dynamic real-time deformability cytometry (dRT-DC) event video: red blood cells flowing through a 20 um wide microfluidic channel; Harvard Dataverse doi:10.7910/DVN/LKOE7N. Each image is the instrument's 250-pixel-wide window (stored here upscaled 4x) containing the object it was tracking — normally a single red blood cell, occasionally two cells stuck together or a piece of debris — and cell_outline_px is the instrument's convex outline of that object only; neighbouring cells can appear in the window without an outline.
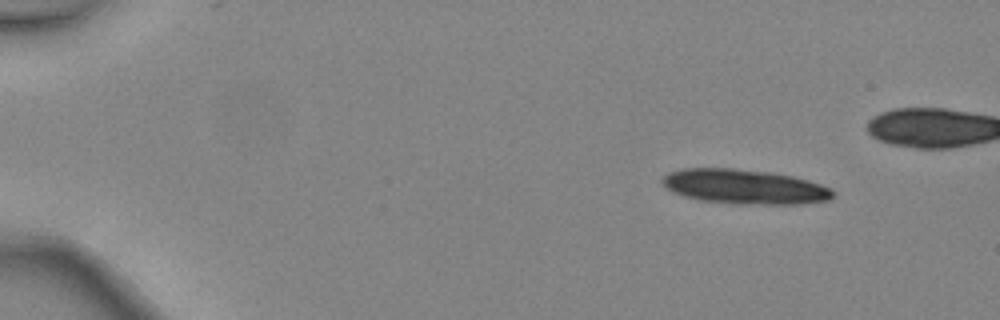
{"species": "common noctule bat (a hibernating species)", "species_latin": "Nyctalus noctula", "temperature_condition": "warm", "stored_images_in_passage": 4, "camera_frame_rate_fps": 3000, "um_per_image_px": 0.085, "animal": {"sex": "female", "body_mass_g": 24.6, "forearm_length_mm": 56.2}, "frame": {"image": 1, "passage_image": 1, "time_ms": 0.0, "image_size_px": [1000, 320], "cell_outline_px": [[832, 196], [828, 200], [800, 204], [736, 204], [700, 200], [684, 196], [672, 192], [660, 180], [668, 172], [680, 168], [732, 168], [772, 172], [792, 176], [808, 180], [832, 188]], "centroid_in_image_um": [63.26, 15.86], "position_along_channel_um": 21.7, "area_um2": 34.51}}